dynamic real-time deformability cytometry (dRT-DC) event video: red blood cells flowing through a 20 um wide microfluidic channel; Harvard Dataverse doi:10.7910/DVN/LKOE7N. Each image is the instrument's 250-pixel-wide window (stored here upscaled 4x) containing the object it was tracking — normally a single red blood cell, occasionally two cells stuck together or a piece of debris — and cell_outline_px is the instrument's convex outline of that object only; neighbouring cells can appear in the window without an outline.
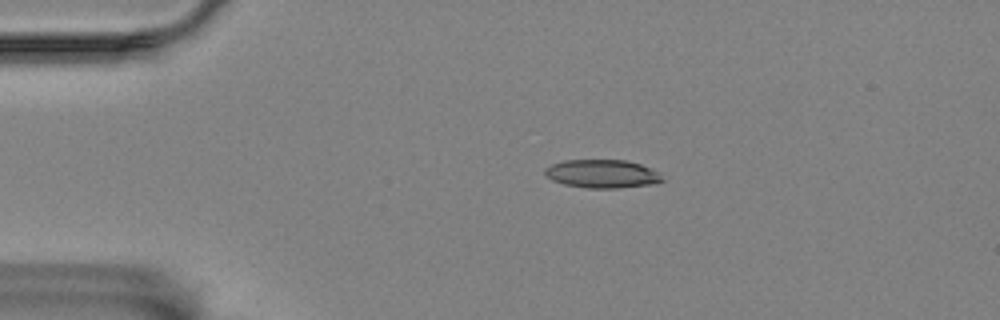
{"species": "Egyptian fruit bat (a non-hibernating species)", "species_latin": "Rousettus aegyptiacus", "temperature_condition": "room temperature", "stored_images_in_passage": 44, "camera_frame_rate_fps": 3000, "um_per_image_px": 0.085, "animal": {"sex": "female"}, "frame": {"image": 1, "passage_image": 1, "time_ms": 0.0, "image_size_px": [1000, 320], "cell_outline_px": [[664, 180], [652, 184], [620, 188], [588, 188], [564, 184], [552, 180], [544, 172], [544, 168], [552, 164], [564, 160], [628, 160], [640, 164], [660, 172]], "centroid_in_image_um": [51.21, 14.77], "position_along_channel_um": 33.8, "area_um2": 19.42}}
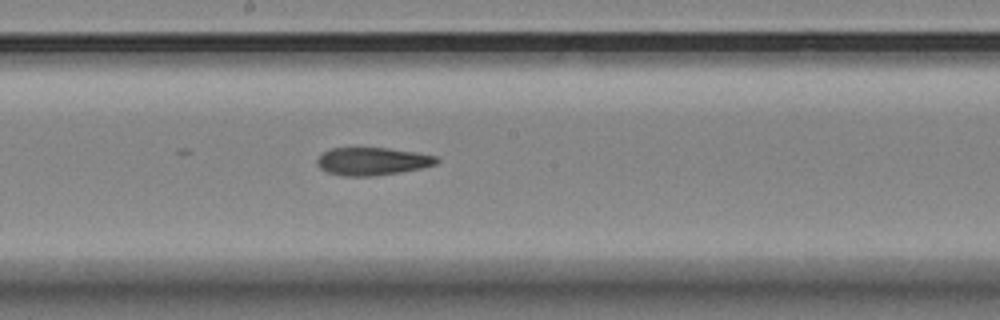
{"frame": {"image": 2, "passage_image": 20, "time_ms": 6.333, "image_size_px": [1000, 320], "cell_outline_px": [[440, 160], [436, 164], [420, 168], [400, 172], [372, 176], [344, 176], [328, 172], [320, 168], [316, 164], [316, 160], [324, 152], [332, 148], [388, 148], [416, 152], [436, 156]], "centroid_in_image_um": [31.65, 13.71], "position_along_channel_um": 216.5, "area_um2": 19.25}}
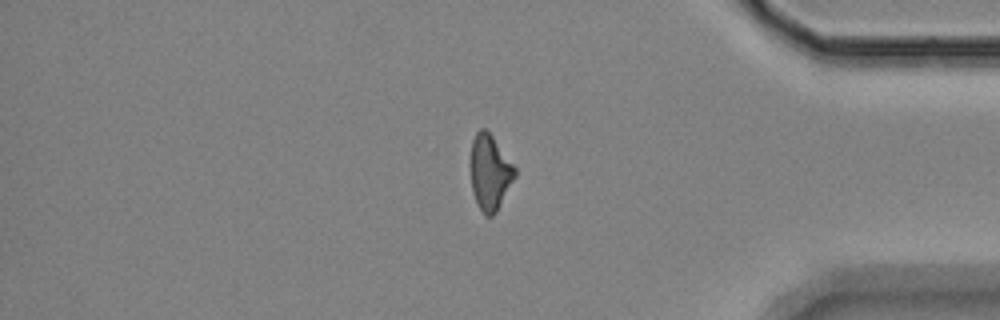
{"frame": {"image": 3, "passage_image": 37, "time_ms": 12.0, "image_size_px": [1000, 320], "cell_outline_px": [[516, 176], [496, 212], [492, 216], [484, 216], [476, 200], [472, 188], [472, 140], [476, 132], [480, 128], [484, 128], [492, 136], [516, 168]], "centroid_in_image_um": [41.66, 14.66], "position_along_channel_um": 393.5, "area_um2": 18.96}}